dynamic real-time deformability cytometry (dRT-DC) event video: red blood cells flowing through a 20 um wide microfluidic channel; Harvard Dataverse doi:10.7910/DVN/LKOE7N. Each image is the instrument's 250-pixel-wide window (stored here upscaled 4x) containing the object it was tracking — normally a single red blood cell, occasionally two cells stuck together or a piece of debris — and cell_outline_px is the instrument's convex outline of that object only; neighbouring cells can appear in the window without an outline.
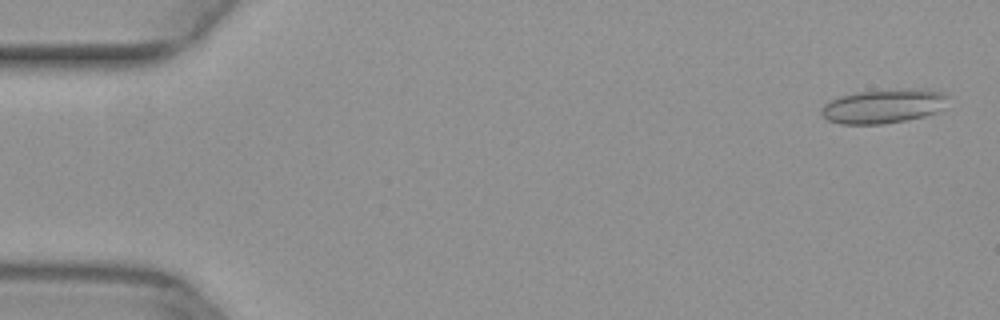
{"species": "common noctule bat (a hibernating species)", "species_latin": "Nyctalus noctula", "temperature_condition": "warm", "stored_images_in_passage": 47, "camera_frame_rate_fps": 3000, "um_per_image_px": 0.085, "animal": {"sex": "female", "body_mass_g": 29.2, "forearm_length_mm": 56.3}, "frame": {"image": 1, "passage_image": 2, "time_ms": 0.333, "image_size_px": [1000, 320], "cell_outline_px": [[952, 96], [936, 112], [924, 116], [904, 120], [880, 124], [840, 124], [828, 120], [820, 112], [824, 104], [840, 96], [860, 92], [900, 88], [928, 88], [944, 92]], "centroid_in_image_um": [75.15, 9.0], "position_along_channel_um": 9.8, "area_um2": 25.32}}
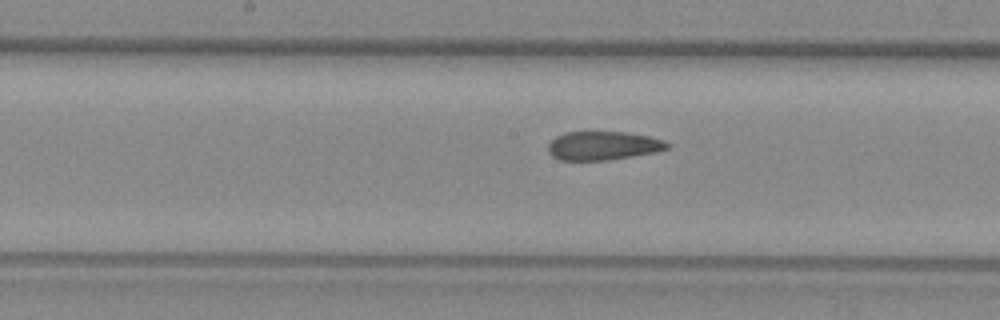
{"frame": {"image": 2, "passage_image": 26, "time_ms": 8.333, "image_size_px": [1000, 320], "cell_outline_px": [[672, 144], [668, 148], [656, 152], [608, 160], [560, 160], [552, 156], [548, 152], [548, 144], [556, 136], [564, 132], [628, 132], [648, 136], [664, 140]], "centroid_in_image_um": [51.27, 12.38], "position_along_channel_um": 196.9, "area_um2": 20.0}}
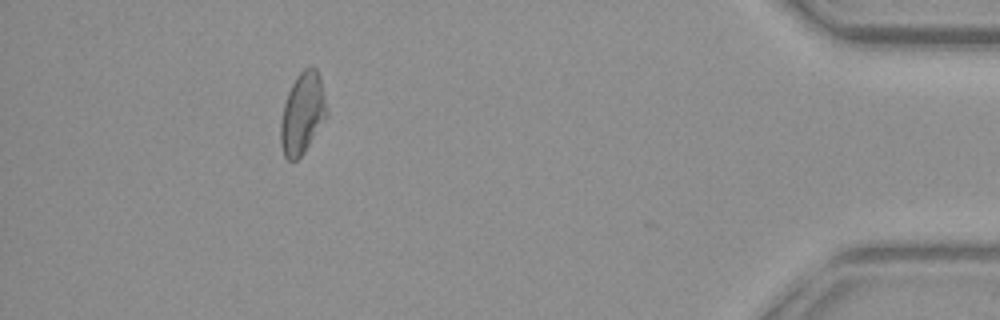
{"frame": {"image": 3, "passage_image": 46, "time_ms": 15.0, "image_size_px": [1000, 320], "cell_outline_px": [[328, 116], [304, 152], [296, 160], [288, 160], [284, 156], [280, 140], [280, 124], [284, 104], [288, 92], [296, 76], [304, 68], [312, 64], [316, 68], [320, 76], [328, 112]], "centroid_in_image_um": [25.72, 9.61], "position_along_channel_um": 409.5, "area_um2": 21.96}}